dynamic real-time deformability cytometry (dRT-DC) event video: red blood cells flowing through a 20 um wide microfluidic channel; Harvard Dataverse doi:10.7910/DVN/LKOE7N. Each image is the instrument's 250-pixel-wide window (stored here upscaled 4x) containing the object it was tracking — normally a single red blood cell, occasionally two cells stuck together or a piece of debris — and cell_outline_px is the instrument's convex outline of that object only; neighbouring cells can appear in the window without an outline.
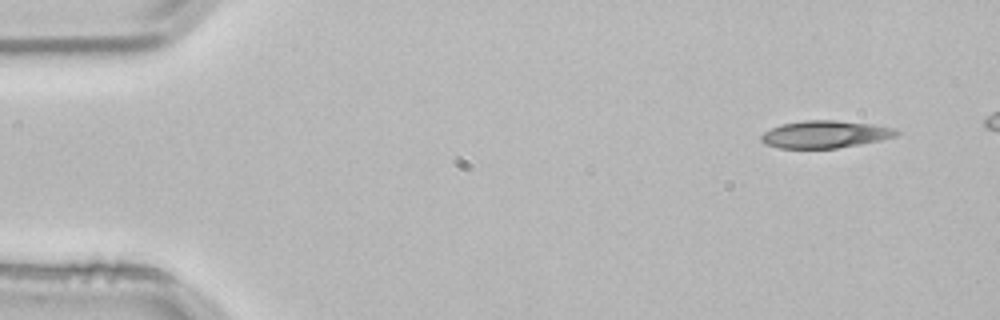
{"species": "common noctule bat (a hibernating species)", "species_latin": "Nyctalus noctula", "temperature_condition": "room temperature", "stored_images_in_passage": 4, "segment_of_instrument_passage": [2, 2], "camera_frame_rate_fps": 3000, "um_per_image_px": 0.085, "animal": {"sex": "male", "body_mass_g": 21.5, "forearm_length_mm": 52.0}, "frame": {"image": 1, "passage_image": 4, "time_ms": 1.0, "image_size_px": [1000, 320], "cell_outline_px": [[900, 132], [896, 136], [880, 140], [836, 148], [780, 148], [764, 144], [760, 140], [760, 136], [764, 132], [772, 128], [784, 124], [804, 120], [836, 120], [872, 124], [892, 128]], "centroid_in_image_um": [70.1, 11.41], "position_along_channel_um": 14.9, "area_um2": 21.33}}